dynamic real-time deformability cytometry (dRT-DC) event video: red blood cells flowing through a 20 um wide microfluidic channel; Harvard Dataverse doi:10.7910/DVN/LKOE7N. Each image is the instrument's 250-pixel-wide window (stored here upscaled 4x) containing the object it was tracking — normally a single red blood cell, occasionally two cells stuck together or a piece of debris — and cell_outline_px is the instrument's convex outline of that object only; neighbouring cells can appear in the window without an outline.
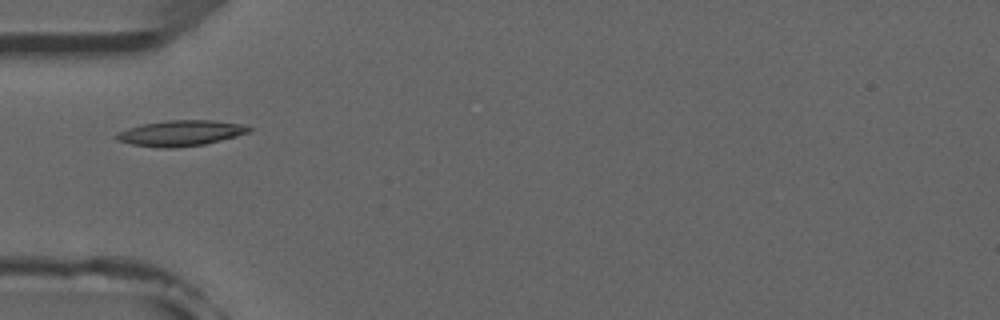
{"species": "common noctule bat (a hibernating species)", "species_latin": "Nyctalus noctula", "temperature_condition": "room temperature", "stored_images_in_passage": 7, "camera_frame_rate_fps": 3000, "um_per_image_px": 0.085, "animal": {"sex": "male", "forearm_length_mm": 52.5}, "frame": {"image": 1, "passage_image": 4, "time_ms": 4.333, "image_size_px": [1000, 320], "cell_outline_px": [[252, 128], [248, 132], [236, 136], [204, 144], [176, 148], [164, 148], [132, 144], [116, 140], [116, 132], [128, 128], [144, 124], [164, 120], [212, 120], [240, 124]], "centroid_in_image_um": [15.32, 11.31], "position_along_channel_um": 69.7, "area_um2": 19.59}}
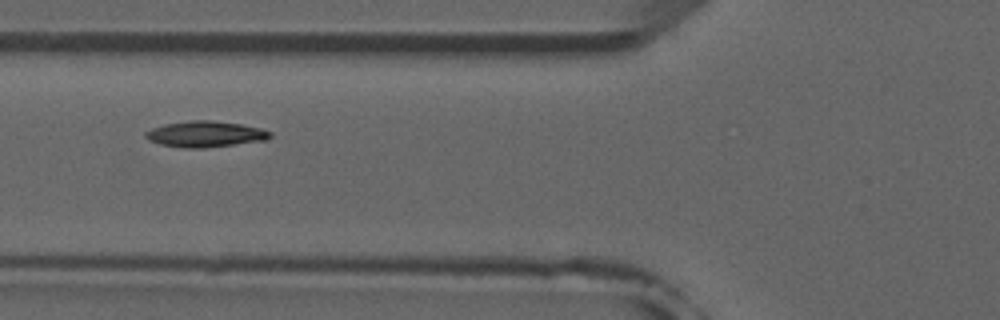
{"frame": {"image": 2, "passage_image": 5, "time_ms": 5.333, "image_size_px": [1000, 320], "cell_outline_px": [[272, 136], [268, 140], [204, 148], [184, 148], [160, 144], [148, 140], [144, 136], [144, 132], [152, 128], [164, 124], [188, 120], [212, 120], [240, 124], [260, 128], [272, 132]], "centroid_in_image_um": [17.44, 11.4], "position_along_channel_um": 108.4, "area_um2": 19.02}}
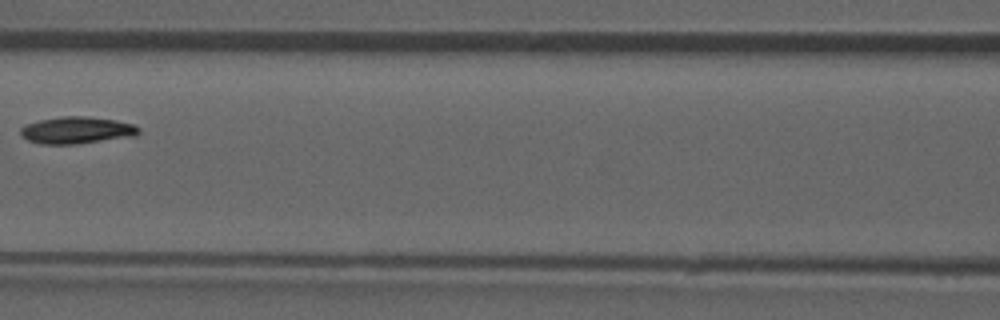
{"frame": {"image": 3, "passage_image": 6, "time_ms": 6.667, "image_size_px": [1000, 320], "cell_outline_px": [[140, 132], [136, 136], [76, 144], [40, 144], [28, 140], [20, 136], [20, 128], [28, 124], [40, 120], [60, 116], [88, 116], [116, 120], [136, 124], [140, 128]], "centroid_in_image_um": [6.56, 11.07], "position_along_channel_um": 160.0, "area_um2": 18.79}}